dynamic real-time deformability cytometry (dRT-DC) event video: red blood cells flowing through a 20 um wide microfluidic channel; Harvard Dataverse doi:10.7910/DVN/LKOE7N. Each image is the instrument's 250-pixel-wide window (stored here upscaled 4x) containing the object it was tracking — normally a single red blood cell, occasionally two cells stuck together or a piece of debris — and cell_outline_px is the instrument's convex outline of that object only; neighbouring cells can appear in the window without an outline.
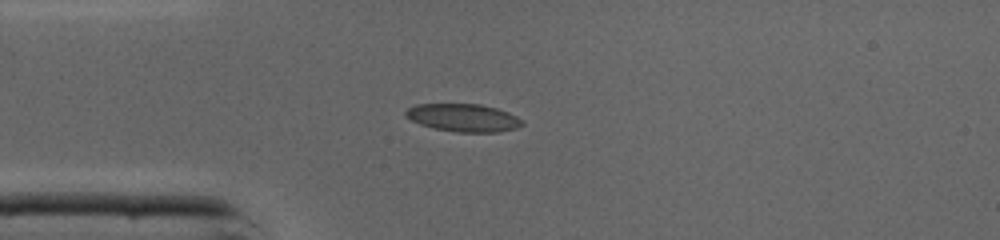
{"species": "common noctule bat (a hibernating species)", "species_latin": "Nyctalus noctula", "temperature_condition": "cold", "stored_images_in_passage": 35, "camera_frame_rate_fps": 3000, "um_per_image_px": 0.085, "animal": {"sex": "male", "body_mass_g": 19.0, "forearm_length_mm": 50.8}, "frame": {"image": 1, "passage_image": 1, "time_ms": 0.0, "image_size_px": [1000, 240], "cell_outline_px": [[524, 124], [516, 128], [496, 132], [456, 132], [436, 128], [420, 124], [404, 116], [404, 112], [408, 108], [416, 104], [480, 104], [496, 108], [508, 112], [516, 116]], "centroid_in_image_um": [39.36, 10.0], "position_along_channel_um": 45.6, "area_um2": 18.73}}
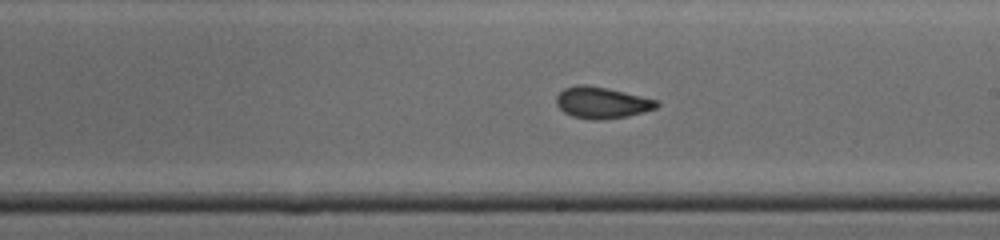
{"frame": {"image": 2, "passage_image": 15, "time_ms": 4.667, "image_size_px": [1000, 240], "cell_outline_px": [[660, 104], [656, 108], [644, 112], [628, 116], [600, 120], [592, 120], [572, 116], [564, 112], [556, 104], [556, 96], [564, 88], [576, 84], [584, 84], [608, 88], [656, 100]], "centroid_in_image_um": [51.13, 8.72], "position_along_channel_um": 237.9, "area_um2": 18.38}}
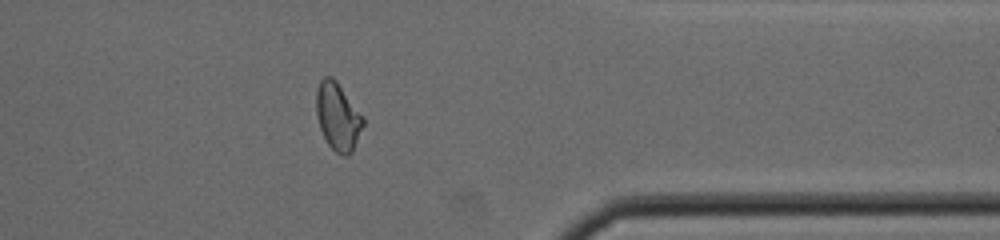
{"frame": {"image": 3, "passage_image": 26, "time_ms": 8.333, "image_size_px": [1000, 240], "cell_outline_px": [[364, 124], [352, 152], [348, 156], [344, 156], [336, 152], [328, 144], [320, 128], [316, 116], [316, 92], [320, 80], [324, 76], [332, 76], [336, 80], [364, 116]], "centroid_in_image_um": [28.72, 9.89], "position_along_channel_um": 382.7, "area_um2": 18.55}, "authors_computed_cell_mechanics": {"area_um2": 18.2648, "velocity_mm_per_s": 4.3671, "shape_relaxation_time_tau1_ms": null, "shape_relaxation_time_tau2_ms": 1.1843, "deformation_change_tau1": null, "deformation_change_tau2": 0.0566}}